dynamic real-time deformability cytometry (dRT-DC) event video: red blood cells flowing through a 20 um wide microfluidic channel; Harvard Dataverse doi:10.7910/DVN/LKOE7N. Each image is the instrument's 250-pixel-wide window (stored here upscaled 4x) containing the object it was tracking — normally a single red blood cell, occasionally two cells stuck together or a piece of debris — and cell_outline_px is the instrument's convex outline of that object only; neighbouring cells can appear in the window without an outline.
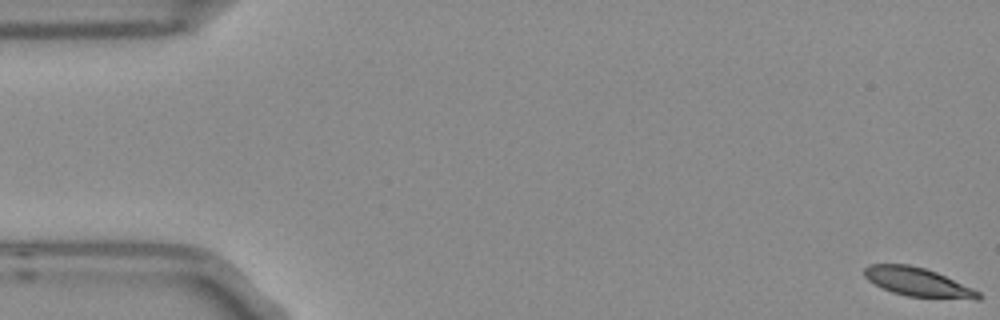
{"species": "Egyptian fruit bat (a non-hibernating species)", "species_latin": "Rousettus aegyptiacus", "temperature_condition": "room temperature", "stored_images_in_passage": 6, "segment_of_instrument_passage": [1, 2], "camera_frame_rate_fps": 3000, "um_per_image_px": 0.085, "frame": {"image": 1, "passage_image": 1, "time_ms": 0.0, "image_size_px": [1000, 320], "cell_outline_px": [[980, 300], [976, 300], [908, 296], [892, 292], [868, 280], [864, 276], [864, 268], [868, 264], [908, 264], [924, 268], [936, 272], [972, 288], [980, 292]], "centroid_in_image_um": [78.02, 23.98], "position_along_channel_um": 7.0, "area_um2": 18.96}}
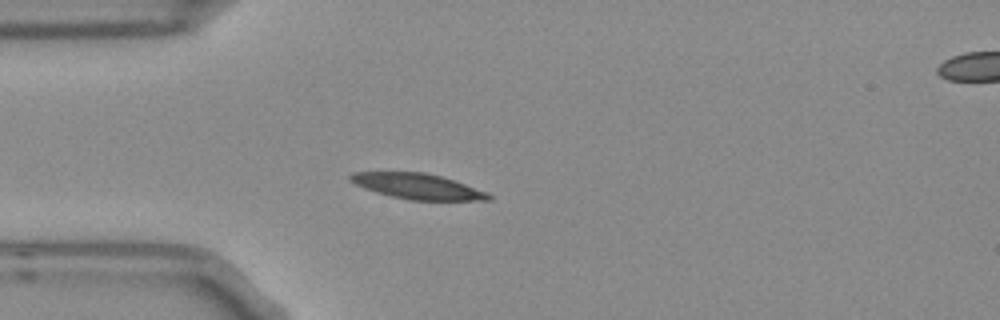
{"frame": {"image": 2, "passage_image": 5, "time_ms": 1.333, "image_size_px": [1000, 320], "cell_outline_px": [[492, 200], [408, 200], [376, 192], [364, 188], [356, 184], [348, 176], [352, 172], [424, 172], [440, 176], [488, 192], [492, 196]], "centroid_in_image_um": [35.5, 15.84], "position_along_channel_um": 49.5, "area_um2": 20.29}}